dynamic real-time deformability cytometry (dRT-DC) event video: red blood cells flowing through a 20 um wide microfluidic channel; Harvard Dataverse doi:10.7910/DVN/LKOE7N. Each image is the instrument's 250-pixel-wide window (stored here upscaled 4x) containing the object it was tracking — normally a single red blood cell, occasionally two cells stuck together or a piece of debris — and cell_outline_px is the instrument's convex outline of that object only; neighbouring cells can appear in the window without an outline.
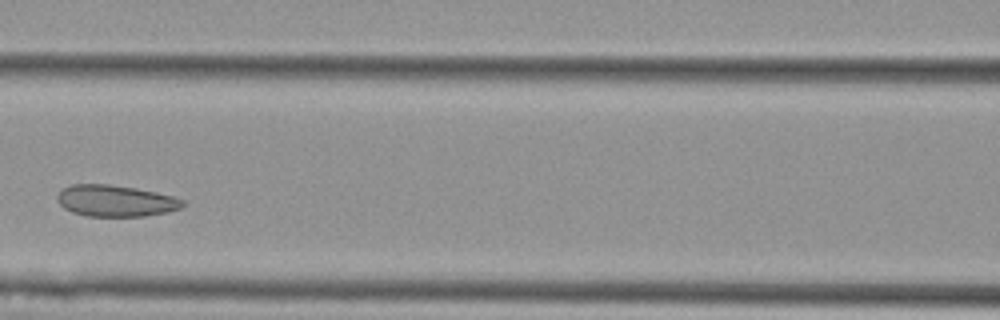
{"species": "Egyptian fruit bat (a non-hibernating species)", "species_latin": "Rousettus aegyptiacus", "temperature_condition": "cold", "stored_images_in_passage": 4, "camera_frame_rate_fps": 3000, "um_per_image_px": 0.085, "animal": {"sex": "female"}, "frame": {"image": 1, "passage_image": 4, "time_ms": 1.0, "image_size_px": [1000, 320], "cell_outline_px": [[184, 204], [180, 208], [168, 212], [144, 216], [88, 216], [72, 212], [64, 208], [60, 204], [56, 196], [64, 188], [72, 184], [108, 184], [136, 188], [156, 192], [172, 196], [184, 200]], "centroid_in_image_um": [9.83, 17.07], "position_along_channel_um": 156.8, "area_um2": 22.89}}